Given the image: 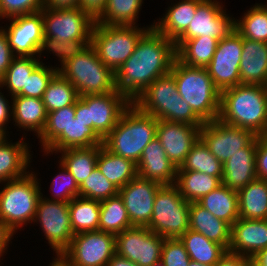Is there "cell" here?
<instances>
[{"instance_id": "10", "label": "cell", "mask_w": 267, "mask_h": 266, "mask_svg": "<svg viewBox=\"0 0 267 266\" xmlns=\"http://www.w3.org/2000/svg\"><path fill=\"white\" fill-rule=\"evenodd\" d=\"M190 202L175 185H162L154 199V209L147 226L164 238H180L189 229Z\"/></svg>"}, {"instance_id": "44", "label": "cell", "mask_w": 267, "mask_h": 266, "mask_svg": "<svg viewBox=\"0 0 267 266\" xmlns=\"http://www.w3.org/2000/svg\"><path fill=\"white\" fill-rule=\"evenodd\" d=\"M75 118V104L48 112L45 127L39 138L44 151L62 132H67L68 125Z\"/></svg>"}, {"instance_id": "42", "label": "cell", "mask_w": 267, "mask_h": 266, "mask_svg": "<svg viewBox=\"0 0 267 266\" xmlns=\"http://www.w3.org/2000/svg\"><path fill=\"white\" fill-rule=\"evenodd\" d=\"M235 30L243 38L267 43V4L257 3L236 18Z\"/></svg>"}, {"instance_id": "37", "label": "cell", "mask_w": 267, "mask_h": 266, "mask_svg": "<svg viewBox=\"0 0 267 266\" xmlns=\"http://www.w3.org/2000/svg\"><path fill=\"white\" fill-rule=\"evenodd\" d=\"M218 40L200 36L184 41L177 49V59L191 67L205 68L213 58Z\"/></svg>"}, {"instance_id": "40", "label": "cell", "mask_w": 267, "mask_h": 266, "mask_svg": "<svg viewBox=\"0 0 267 266\" xmlns=\"http://www.w3.org/2000/svg\"><path fill=\"white\" fill-rule=\"evenodd\" d=\"M131 227L133 226L119 194L100 201L99 231L116 236Z\"/></svg>"}, {"instance_id": "38", "label": "cell", "mask_w": 267, "mask_h": 266, "mask_svg": "<svg viewBox=\"0 0 267 266\" xmlns=\"http://www.w3.org/2000/svg\"><path fill=\"white\" fill-rule=\"evenodd\" d=\"M69 212L74 235L99 230L100 201L78 196L69 202Z\"/></svg>"}, {"instance_id": "61", "label": "cell", "mask_w": 267, "mask_h": 266, "mask_svg": "<svg viewBox=\"0 0 267 266\" xmlns=\"http://www.w3.org/2000/svg\"><path fill=\"white\" fill-rule=\"evenodd\" d=\"M8 131H6L5 128H3L2 126H0V146L8 140Z\"/></svg>"}, {"instance_id": "43", "label": "cell", "mask_w": 267, "mask_h": 266, "mask_svg": "<svg viewBox=\"0 0 267 266\" xmlns=\"http://www.w3.org/2000/svg\"><path fill=\"white\" fill-rule=\"evenodd\" d=\"M78 98L79 95L76 88L57 72L48 83L42 101L48 113L74 105Z\"/></svg>"}, {"instance_id": "35", "label": "cell", "mask_w": 267, "mask_h": 266, "mask_svg": "<svg viewBox=\"0 0 267 266\" xmlns=\"http://www.w3.org/2000/svg\"><path fill=\"white\" fill-rule=\"evenodd\" d=\"M222 184L218 177L198 171H177L175 186L188 202H198Z\"/></svg>"}, {"instance_id": "36", "label": "cell", "mask_w": 267, "mask_h": 266, "mask_svg": "<svg viewBox=\"0 0 267 266\" xmlns=\"http://www.w3.org/2000/svg\"><path fill=\"white\" fill-rule=\"evenodd\" d=\"M41 60V61H40ZM38 57L16 56L6 74L0 79V86L7 89L8 96H26V82L32 72L41 64ZM6 87V88H5Z\"/></svg>"}, {"instance_id": "20", "label": "cell", "mask_w": 267, "mask_h": 266, "mask_svg": "<svg viewBox=\"0 0 267 266\" xmlns=\"http://www.w3.org/2000/svg\"><path fill=\"white\" fill-rule=\"evenodd\" d=\"M201 127L158 120L156 138L177 168H180L192 146L199 140Z\"/></svg>"}, {"instance_id": "39", "label": "cell", "mask_w": 267, "mask_h": 266, "mask_svg": "<svg viewBox=\"0 0 267 266\" xmlns=\"http://www.w3.org/2000/svg\"><path fill=\"white\" fill-rule=\"evenodd\" d=\"M143 0H107L96 23L108 26H138L137 19Z\"/></svg>"}, {"instance_id": "27", "label": "cell", "mask_w": 267, "mask_h": 266, "mask_svg": "<svg viewBox=\"0 0 267 266\" xmlns=\"http://www.w3.org/2000/svg\"><path fill=\"white\" fill-rule=\"evenodd\" d=\"M189 218V229L228 249L231 226L227 222L216 218L198 202H190Z\"/></svg>"}, {"instance_id": "15", "label": "cell", "mask_w": 267, "mask_h": 266, "mask_svg": "<svg viewBox=\"0 0 267 266\" xmlns=\"http://www.w3.org/2000/svg\"><path fill=\"white\" fill-rule=\"evenodd\" d=\"M242 51L243 37L235 29L218 41L213 58L205 68L220 91L240 84Z\"/></svg>"}, {"instance_id": "14", "label": "cell", "mask_w": 267, "mask_h": 266, "mask_svg": "<svg viewBox=\"0 0 267 266\" xmlns=\"http://www.w3.org/2000/svg\"><path fill=\"white\" fill-rule=\"evenodd\" d=\"M42 11L44 36L58 41L88 40L91 43L96 20L80 8Z\"/></svg>"}, {"instance_id": "30", "label": "cell", "mask_w": 267, "mask_h": 266, "mask_svg": "<svg viewBox=\"0 0 267 266\" xmlns=\"http://www.w3.org/2000/svg\"><path fill=\"white\" fill-rule=\"evenodd\" d=\"M239 217L267 219V181L256 178L238 192Z\"/></svg>"}, {"instance_id": "29", "label": "cell", "mask_w": 267, "mask_h": 266, "mask_svg": "<svg viewBox=\"0 0 267 266\" xmlns=\"http://www.w3.org/2000/svg\"><path fill=\"white\" fill-rule=\"evenodd\" d=\"M96 145H103V139L92 128L74 118L68 125L67 132H62L43 152L48 156L69 148H89Z\"/></svg>"}, {"instance_id": "59", "label": "cell", "mask_w": 267, "mask_h": 266, "mask_svg": "<svg viewBox=\"0 0 267 266\" xmlns=\"http://www.w3.org/2000/svg\"><path fill=\"white\" fill-rule=\"evenodd\" d=\"M252 266H267V248L252 258Z\"/></svg>"}, {"instance_id": "31", "label": "cell", "mask_w": 267, "mask_h": 266, "mask_svg": "<svg viewBox=\"0 0 267 266\" xmlns=\"http://www.w3.org/2000/svg\"><path fill=\"white\" fill-rule=\"evenodd\" d=\"M97 168L118 189L125 186L137 176V164L108 151L100 145Z\"/></svg>"}, {"instance_id": "18", "label": "cell", "mask_w": 267, "mask_h": 266, "mask_svg": "<svg viewBox=\"0 0 267 266\" xmlns=\"http://www.w3.org/2000/svg\"><path fill=\"white\" fill-rule=\"evenodd\" d=\"M10 19L6 28L0 27L4 28L13 54L20 57H38L44 37L42 11Z\"/></svg>"}, {"instance_id": "9", "label": "cell", "mask_w": 267, "mask_h": 266, "mask_svg": "<svg viewBox=\"0 0 267 266\" xmlns=\"http://www.w3.org/2000/svg\"><path fill=\"white\" fill-rule=\"evenodd\" d=\"M131 103L117 90L105 94L79 96L75 102V118L104 139Z\"/></svg>"}, {"instance_id": "17", "label": "cell", "mask_w": 267, "mask_h": 266, "mask_svg": "<svg viewBox=\"0 0 267 266\" xmlns=\"http://www.w3.org/2000/svg\"><path fill=\"white\" fill-rule=\"evenodd\" d=\"M255 136L250 130L225 124L218 119L205 122L200 128V139L222 164Z\"/></svg>"}, {"instance_id": "34", "label": "cell", "mask_w": 267, "mask_h": 266, "mask_svg": "<svg viewBox=\"0 0 267 266\" xmlns=\"http://www.w3.org/2000/svg\"><path fill=\"white\" fill-rule=\"evenodd\" d=\"M190 260L214 266L227 250L216 242L207 239L203 234L188 229L180 238Z\"/></svg>"}, {"instance_id": "5", "label": "cell", "mask_w": 267, "mask_h": 266, "mask_svg": "<svg viewBox=\"0 0 267 266\" xmlns=\"http://www.w3.org/2000/svg\"><path fill=\"white\" fill-rule=\"evenodd\" d=\"M170 73L174 76L179 95L204 122L218 119L221 91L206 68L187 66L176 58Z\"/></svg>"}, {"instance_id": "52", "label": "cell", "mask_w": 267, "mask_h": 266, "mask_svg": "<svg viewBox=\"0 0 267 266\" xmlns=\"http://www.w3.org/2000/svg\"><path fill=\"white\" fill-rule=\"evenodd\" d=\"M15 57L10 48L7 35L3 28L0 27V79L6 74Z\"/></svg>"}, {"instance_id": "3", "label": "cell", "mask_w": 267, "mask_h": 266, "mask_svg": "<svg viewBox=\"0 0 267 266\" xmlns=\"http://www.w3.org/2000/svg\"><path fill=\"white\" fill-rule=\"evenodd\" d=\"M158 120L141 111L134 103L123 112L113 130L103 139V146L115 155L140 161L144 148L156 137Z\"/></svg>"}, {"instance_id": "62", "label": "cell", "mask_w": 267, "mask_h": 266, "mask_svg": "<svg viewBox=\"0 0 267 266\" xmlns=\"http://www.w3.org/2000/svg\"><path fill=\"white\" fill-rule=\"evenodd\" d=\"M189 266H211V265H206V264H203V263H199V262L190 260Z\"/></svg>"}, {"instance_id": "21", "label": "cell", "mask_w": 267, "mask_h": 266, "mask_svg": "<svg viewBox=\"0 0 267 266\" xmlns=\"http://www.w3.org/2000/svg\"><path fill=\"white\" fill-rule=\"evenodd\" d=\"M267 248V219L239 218L232 226L227 252L248 258Z\"/></svg>"}, {"instance_id": "49", "label": "cell", "mask_w": 267, "mask_h": 266, "mask_svg": "<svg viewBox=\"0 0 267 266\" xmlns=\"http://www.w3.org/2000/svg\"><path fill=\"white\" fill-rule=\"evenodd\" d=\"M160 261L164 266H189L190 258L179 238H165Z\"/></svg>"}, {"instance_id": "4", "label": "cell", "mask_w": 267, "mask_h": 266, "mask_svg": "<svg viewBox=\"0 0 267 266\" xmlns=\"http://www.w3.org/2000/svg\"><path fill=\"white\" fill-rule=\"evenodd\" d=\"M133 103L157 120L194 126H203L205 123L179 95L171 73L157 78Z\"/></svg>"}, {"instance_id": "45", "label": "cell", "mask_w": 267, "mask_h": 266, "mask_svg": "<svg viewBox=\"0 0 267 266\" xmlns=\"http://www.w3.org/2000/svg\"><path fill=\"white\" fill-rule=\"evenodd\" d=\"M119 189L114 186L96 167L80 185L79 196L102 201L117 195Z\"/></svg>"}, {"instance_id": "28", "label": "cell", "mask_w": 267, "mask_h": 266, "mask_svg": "<svg viewBox=\"0 0 267 266\" xmlns=\"http://www.w3.org/2000/svg\"><path fill=\"white\" fill-rule=\"evenodd\" d=\"M202 0H179L171 3L163 17L154 20L153 28L167 37L176 40L189 26L195 16L197 5Z\"/></svg>"}, {"instance_id": "56", "label": "cell", "mask_w": 267, "mask_h": 266, "mask_svg": "<svg viewBox=\"0 0 267 266\" xmlns=\"http://www.w3.org/2000/svg\"><path fill=\"white\" fill-rule=\"evenodd\" d=\"M13 230L2 220H0V257L7 252L10 242L14 236Z\"/></svg>"}, {"instance_id": "53", "label": "cell", "mask_w": 267, "mask_h": 266, "mask_svg": "<svg viewBox=\"0 0 267 266\" xmlns=\"http://www.w3.org/2000/svg\"><path fill=\"white\" fill-rule=\"evenodd\" d=\"M107 0H80V9L90 14L95 20L103 13Z\"/></svg>"}, {"instance_id": "26", "label": "cell", "mask_w": 267, "mask_h": 266, "mask_svg": "<svg viewBox=\"0 0 267 266\" xmlns=\"http://www.w3.org/2000/svg\"><path fill=\"white\" fill-rule=\"evenodd\" d=\"M11 101L14 126L16 125L19 129H24L25 131H33L34 135L38 138L47 120V111L42 99L14 96L11 98Z\"/></svg>"}, {"instance_id": "55", "label": "cell", "mask_w": 267, "mask_h": 266, "mask_svg": "<svg viewBox=\"0 0 267 266\" xmlns=\"http://www.w3.org/2000/svg\"><path fill=\"white\" fill-rule=\"evenodd\" d=\"M1 88L0 86V126L7 130V126L12 120V102H9L7 96H4Z\"/></svg>"}, {"instance_id": "54", "label": "cell", "mask_w": 267, "mask_h": 266, "mask_svg": "<svg viewBox=\"0 0 267 266\" xmlns=\"http://www.w3.org/2000/svg\"><path fill=\"white\" fill-rule=\"evenodd\" d=\"M214 266H252V259L227 252Z\"/></svg>"}, {"instance_id": "6", "label": "cell", "mask_w": 267, "mask_h": 266, "mask_svg": "<svg viewBox=\"0 0 267 266\" xmlns=\"http://www.w3.org/2000/svg\"><path fill=\"white\" fill-rule=\"evenodd\" d=\"M37 176L30 170L24 177L0 183L4 186L0 190V220L15 234L24 225L34 221L37 202L42 193Z\"/></svg>"}, {"instance_id": "22", "label": "cell", "mask_w": 267, "mask_h": 266, "mask_svg": "<svg viewBox=\"0 0 267 266\" xmlns=\"http://www.w3.org/2000/svg\"><path fill=\"white\" fill-rule=\"evenodd\" d=\"M177 169L155 137L143 150L137 163V176L161 185H174Z\"/></svg>"}, {"instance_id": "1", "label": "cell", "mask_w": 267, "mask_h": 266, "mask_svg": "<svg viewBox=\"0 0 267 266\" xmlns=\"http://www.w3.org/2000/svg\"><path fill=\"white\" fill-rule=\"evenodd\" d=\"M176 58L175 41L150 28L115 72L116 90L133 103L157 78L170 73Z\"/></svg>"}, {"instance_id": "2", "label": "cell", "mask_w": 267, "mask_h": 266, "mask_svg": "<svg viewBox=\"0 0 267 266\" xmlns=\"http://www.w3.org/2000/svg\"><path fill=\"white\" fill-rule=\"evenodd\" d=\"M221 122L250 130L256 136L267 135V92L264 85L239 84L221 91Z\"/></svg>"}, {"instance_id": "47", "label": "cell", "mask_w": 267, "mask_h": 266, "mask_svg": "<svg viewBox=\"0 0 267 266\" xmlns=\"http://www.w3.org/2000/svg\"><path fill=\"white\" fill-rule=\"evenodd\" d=\"M59 174L53 178L50 184V192L52 193V198H48L44 195V198L51 201L67 202L79 196V186L76 183L72 174L66 170L62 164L59 163Z\"/></svg>"}, {"instance_id": "19", "label": "cell", "mask_w": 267, "mask_h": 266, "mask_svg": "<svg viewBox=\"0 0 267 266\" xmlns=\"http://www.w3.org/2000/svg\"><path fill=\"white\" fill-rule=\"evenodd\" d=\"M162 185L136 176L119 189L132 226L147 227L154 209V199Z\"/></svg>"}, {"instance_id": "8", "label": "cell", "mask_w": 267, "mask_h": 266, "mask_svg": "<svg viewBox=\"0 0 267 266\" xmlns=\"http://www.w3.org/2000/svg\"><path fill=\"white\" fill-rule=\"evenodd\" d=\"M153 25L143 26H108L95 24L91 45L99 59L114 72L133 54L141 37Z\"/></svg>"}, {"instance_id": "11", "label": "cell", "mask_w": 267, "mask_h": 266, "mask_svg": "<svg viewBox=\"0 0 267 266\" xmlns=\"http://www.w3.org/2000/svg\"><path fill=\"white\" fill-rule=\"evenodd\" d=\"M115 254V235L104 231L75 234L60 255L70 266H107Z\"/></svg>"}, {"instance_id": "25", "label": "cell", "mask_w": 267, "mask_h": 266, "mask_svg": "<svg viewBox=\"0 0 267 266\" xmlns=\"http://www.w3.org/2000/svg\"><path fill=\"white\" fill-rule=\"evenodd\" d=\"M240 84L264 85L267 79V43L243 38Z\"/></svg>"}, {"instance_id": "32", "label": "cell", "mask_w": 267, "mask_h": 266, "mask_svg": "<svg viewBox=\"0 0 267 266\" xmlns=\"http://www.w3.org/2000/svg\"><path fill=\"white\" fill-rule=\"evenodd\" d=\"M198 203L230 226L240 218L238 193L223 184L203 196Z\"/></svg>"}, {"instance_id": "13", "label": "cell", "mask_w": 267, "mask_h": 266, "mask_svg": "<svg viewBox=\"0 0 267 266\" xmlns=\"http://www.w3.org/2000/svg\"><path fill=\"white\" fill-rule=\"evenodd\" d=\"M218 0H202L188 28L175 40L176 49L186 40L208 36L218 41L235 29V17L227 14Z\"/></svg>"}, {"instance_id": "46", "label": "cell", "mask_w": 267, "mask_h": 266, "mask_svg": "<svg viewBox=\"0 0 267 266\" xmlns=\"http://www.w3.org/2000/svg\"><path fill=\"white\" fill-rule=\"evenodd\" d=\"M90 45L88 40H69V41H58L53 37H43L42 45L40 47L38 58L41 57V53L49 51L54 56L58 57L60 65L62 66L67 60L74 58L85 50ZM48 50V51H47Z\"/></svg>"}, {"instance_id": "57", "label": "cell", "mask_w": 267, "mask_h": 266, "mask_svg": "<svg viewBox=\"0 0 267 266\" xmlns=\"http://www.w3.org/2000/svg\"><path fill=\"white\" fill-rule=\"evenodd\" d=\"M80 0H44V8L53 10L79 8Z\"/></svg>"}, {"instance_id": "23", "label": "cell", "mask_w": 267, "mask_h": 266, "mask_svg": "<svg viewBox=\"0 0 267 266\" xmlns=\"http://www.w3.org/2000/svg\"><path fill=\"white\" fill-rule=\"evenodd\" d=\"M256 147L257 136L223 164V177L221 180L223 185L238 192L258 178L255 163Z\"/></svg>"}, {"instance_id": "48", "label": "cell", "mask_w": 267, "mask_h": 266, "mask_svg": "<svg viewBox=\"0 0 267 266\" xmlns=\"http://www.w3.org/2000/svg\"><path fill=\"white\" fill-rule=\"evenodd\" d=\"M41 63L30 75L26 82V96L42 99L48 83L58 72L56 66H49Z\"/></svg>"}, {"instance_id": "33", "label": "cell", "mask_w": 267, "mask_h": 266, "mask_svg": "<svg viewBox=\"0 0 267 266\" xmlns=\"http://www.w3.org/2000/svg\"><path fill=\"white\" fill-rule=\"evenodd\" d=\"M99 151L100 145H96L89 148H69L56 154H61L58 163L72 174L79 186L97 167Z\"/></svg>"}, {"instance_id": "12", "label": "cell", "mask_w": 267, "mask_h": 266, "mask_svg": "<svg viewBox=\"0 0 267 266\" xmlns=\"http://www.w3.org/2000/svg\"><path fill=\"white\" fill-rule=\"evenodd\" d=\"M34 224H39L49 246L60 256L70 245L74 236L71 226L69 203L43 198L37 202Z\"/></svg>"}, {"instance_id": "41", "label": "cell", "mask_w": 267, "mask_h": 266, "mask_svg": "<svg viewBox=\"0 0 267 266\" xmlns=\"http://www.w3.org/2000/svg\"><path fill=\"white\" fill-rule=\"evenodd\" d=\"M177 171H198L222 180L223 164L209 151L199 138Z\"/></svg>"}, {"instance_id": "60", "label": "cell", "mask_w": 267, "mask_h": 266, "mask_svg": "<svg viewBox=\"0 0 267 266\" xmlns=\"http://www.w3.org/2000/svg\"><path fill=\"white\" fill-rule=\"evenodd\" d=\"M56 257V258H55ZM54 260L48 266H70L62 257L54 256Z\"/></svg>"}, {"instance_id": "63", "label": "cell", "mask_w": 267, "mask_h": 266, "mask_svg": "<svg viewBox=\"0 0 267 266\" xmlns=\"http://www.w3.org/2000/svg\"><path fill=\"white\" fill-rule=\"evenodd\" d=\"M151 266H164L163 263L161 261L152 264Z\"/></svg>"}, {"instance_id": "24", "label": "cell", "mask_w": 267, "mask_h": 266, "mask_svg": "<svg viewBox=\"0 0 267 266\" xmlns=\"http://www.w3.org/2000/svg\"><path fill=\"white\" fill-rule=\"evenodd\" d=\"M9 140L0 146V183L24 177L32 162L30 146L23 135L18 142Z\"/></svg>"}, {"instance_id": "58", "label": "cell", "mask_w": 267, "mask_h": 266, "mask_svg": "<svg viewBox=\"0 0 267 266\" xmlns=\"http://www.w3.org/2000/svg\"><path fill=\"white\" fill-rule=\"evenodd\" d=\"M107 266H139V265L115 253L113 257L108 261Z\"/></svg>"}, {"instance_id": "64", "label": "cell", "mask_w": 267, "mask_h": 266, "mask_svg": "<svg viewBox=\"0 0 267 266\" xmlns=\"http://www.w3.org/2000/svg\"><path fill=\"white\" fill-rule=\"evenodd\" d=\"M264 88H265V91L267 92V79H266V82L264 84Z\"/></svg>"}, {"instance_id": "51", "label": "cell", "mask_w": 267, "mask_h": 266, "mask_svg": "<svg viewBox=\"0 0 267 266\" xmlns=\"http://www.w3.org/2000/svg\"><path fill=\"white\" fill-rule=\"evenodd\" d=\"M255 163L257 177L267 181V135L257 136Z\"/></svg>"}, {"instance_id": "16", "label": "cell", "mask_w": 267, "mask_h": 266, "mask_svg": "<svg viewBox=\"0 0 267 266\" xmlns=\"http://www.w3.org/2000/svg\"><path fill=\"white\" fill-rule=\"evenodd\" d=\"M164 239L148 227L133 226L115 236V253L139 266H151L161 260Z\"/></svg>"}, {"instance_id": "50", "label": "cell", "mask_w": 267, "mask_h": 266, "mask_svg": "<svg viewBox=\"0 0 267 266\" xmlns=\"http://www.w3.org/2000/svg\"><path fill=\"white\" fill-rule=\"evenodd\" d=\"M43 7L44 0H0V19L35 13Z\"/></svg>"}, {"instance_id": "7", "label": "cell", "mask_w": 267, "mask_h": 266, "mask_svg": "<svg viewBox=\"0 0 267 266\" xmlns=\"http://www.w3.org/2000/svg\"><path fill=\"white\" fill-rule=\"evenodd\" d=\"M58 72L67 79L79 96L114 92L115 72L106 66L90 44L80 54L67 60Z\"/></svg>"}]
</instances>
